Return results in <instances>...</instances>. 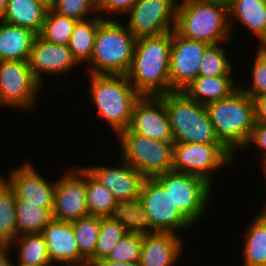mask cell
Masks as SVG:
<instances>
[{"label": "cell", "mask_w": 266, "mask_h": 266, "mask_svg": "<svg viewBox=\"0 0 266 266\" xmlns=\"http://www.w3.org/2000/svg\"><path fill=\"white\" fill-rule=\"evenodd\" d=\"M259 48L266 52V39L265 41L259 46Z\"/></svg>", "instance_id": "cell-49"}, {"label": "cell", "mask_w": 266, "mask_h": 266, "mask_svg": "<svg viewBox=\"0 0 266 266\" xmlns=\"http://www.w3.org/2000/svg\"><path fill=\"white\" fill-rule=\"evenodd\" d=\"M137 1L138 0H97L98 14L104 19H117L119 15L125 16Z\"/></svg>", "instance_id": "cell-39"}, {"label": "cell", "mask_w": 266, "mask_h": 266, "mask_svg": "<svg viewBox=\"0 0 266 266\" xmlns=\"http://www.w3.org/2000/svg\"><path fill=\"white\" fill-rule=\"evenodd\" d=\"M169 192L174 205L195 225L210 209L212 184L204 178L174 170L154 177Z\"/></svg>", "instance_id": "cell-8"}, {"label": "cell", "mask_w": 266, "mask_h": 266, "mask_svg": "<svg viewBox=\"0 0 266 266\" xmlns=\"http://www.w3.org/2000/svg\"><path fill=\"white\" fill-rule=\"evenodd\" d=\"M117 139L120 144L119 156L145 178H154L172 170L173 141L155 140L129 129L122 131Z\"/></svg>", "instance_id": "cell-7"}, {"label": "cell", "mask_w": 266, "mask_h": 266, "mask_svg": "<svg viewBox=\"0 0 266 266\" xmlns=\"http://www.w3.org/2000/svg\"><path fill=\"white\" fill-rule=\"evenodd\" d=\"M51 10L76 21H84L98 15L97 0H54Z\"/></svg>", "instance_id": "cell-36"}, {"label": "cell", "mask_w": 266, "mask_h": 266, "mask_svg": "<svg viewBox=\"0 0 266 266\" xmlns=\"http://www.w3.org/2000/svg\"><path fill=\"white\" fill-rule=\"evenodd\" d=\"M262 168V172L263 174L265 175V178H266V166L265 167H261ZM266 202H264L262 205V208L260 209L261 211L259 212V214L263 215V216H266Z\"/></svg>", "instance_id": "cell-47"}, {"label": "cell", "mask_w": 266, "mask_h": 266, "mask_svg": "<svg viewBox=\"0 0 266 266\" xmlns=\"http://www.w3.org/2000/svg\"><path fill=\"white\" fill-rule=\"evenodd\" d=\"M143 234L127 233L112 249L107 260L116 262H138L142 249Z\"/></svg>", "instance_id": "cell-37"}, {"label": "cell", "mask_w": 266, "mask_h": 266, "mask_svg": "<svg viewBox=\"0 0 266 266\" xmlns=\"http://www.w3.org/2000/svg\"><path fill=\"white\" fill-rule=\"evenodd\" d=\"M90 85L87 88L97 115L112 127L118 136L128 129L133 108L141 95L135 90L126 75L86 74Z\"/></svg>", "instance_id": "cell-2"}, {"label": "cell", "mask_w": 266, "mask_h": 266, "mask_svg": "<svg viewBox=\"0 0 266 266\" xmlns=\"http://www.w3.org/2000/svg\"><path fill=\"white\" fill-rule=\"evenodd\" d=\"M86 199L89 215L107 217L117 203L114 195L86 170Z\"/></svg>", "instance_id": "cell-31"}, {"label": "cell", "mask_w": 266, "mask_h": 266, "mask_svg": "<svg viewBox=\"0 0 266 266\" xmlns=\"http://www.w3.org/2000/svg\"><path fill=\"white\" fill-rule=\"evenodd\" d=\"M255 55L253 62L251 63V83L247 87L243 84L239 85V88L251 98L257 95L266 94V52L259 47L255 49Z\"/></svg>", "instance_id": "cell-38"}, {"label": "cell", "mask_w": 266, "mask_h": 266, "mask_svg": "<svg viewBox=\"0 0 266 266\" xmlns=\"http://www.w3.org/2000/svg\"><path fill=\"white\" fill-rule=\"evenodd\" d=\"M76 23L75 19L61 16L48 9L39 36L50 43L68 45Z\"/></svg>", "instance_id": "cell-33"}, {"label": "cell", "mask_w": 266, "mask_h": 266, "mask_svg": "<svg viewBox=\"0 0 266 266\" xmlns=\"http://www.w3.org/2000/svg\"><path fill=\"white\" fill-rule=\"evenodd\" d=\"M15 202L13 188L0 175V246H9L17 237Z\"/></svg>", "instance_id": "cell-29"}, {"label": "cell", "mask_w": 266, "mask_h": 266, "mask_svg": "<svg viewBox=\"0 0 266 266\" xmlns=\"http://www.w3.org/2000/svg\"><path fill=\"white\" fill-rule=\"evenodd\" d=\"M179 0H138L125 15L134 37L159 36L174 30ZM128 23V24H127Z\"/></svg>", "instance_id": "cell-12"}, {"label": "cell", "mask_w": 266, "mask_h": 266, "mask_svg": "<svg viewBox=\"0 0 266 266\" xmlns=\"http://www.w3.org/2000/svg\"><path fill=\"white\" fill-rule=\"evenodd\" d=\"M82 266H100L97 262L86 261Z\"/></svg>", "instance_id": "cell-48"}, {"label": "cell", "mask_w": 266, "mask_h": 266, "mask_svg": "<svg viewBox=\"0 0 266 266\" xmlns=\"http://www.w3.org/2000/svg\"><path fill=\"white\" fill-rule=\"evenodd\" d=\"M100 266H141L139 261L138 262H116V261H111L107 260L105 258L99 260L97 262Z\"/></svg>", "instance_id": "cell-43"}, {"label": "cell", "mask_w": 266, "mask_h": 266, "mask_svg": "<svg viewBox=\"0 0 266 266\" xmlns=\"http://www.w3.org/2000/svg\"><path fill=\"white\" fill-rule=\"evenodd\" d=\"M18 251L16 264L23 266H53L48 255L46 242L41 233L18 235L9 245ZM17 246V247H16Z\"/></svg>", "instance_id": "cell-28"}, {"label": "cell", "mask_w": 266, "mask_h": 266, "mask_svg": "<svg viewBox=\"0 0 266 266\" xmlns=\"http://www.w3.org/2000/svg\"><path fill=\"white\" fill-rule=\"evenodd\" d=\"M228 22L231 33L237 25L236 22L246 27L257 38L259 47L266 39V0H231L228 6Z\"/></svg>", "instance_id": "cell-21"}, {"label": "cell", "mask_w": 266, "mask_h": 266, "mask_svg": "<svg viewBox=\"0 0 266 266\" xmlns=\"http://www.w3.org/2000/svg\"><path fill=\"white\" fill-rule=\"evenodd\" d=\"M17 236L22 234L42 233L44 228L52 221V212L40 205H27L22 200H16Z\"/></svg>", "instance_id": "cell-30"}, {"label": "cell", "mask_w": 266, "mask_h": 266, "mask_svg": "<svg viewBox=\"0 0 266 266\" xmlns=\"http://www.w3.org/2000/svg\"><path fill=\"white\" fill-rule=\"evenodd\" d=\"M41 234L53 266H82L88 261L79 251L72 222L52 219Z\"/></svg>", "instance_id": "cell-19"}, {"label": "cell", "mask_w": 266, "mask_h": 266, "mask_svg": "<svg viewBox=\"0 0 266 266\" xmlns=\"http://www.w3.org/2000/svg\"><path fill=\"white\" fill-rule=\"evenodd\" d=\"M171 42L172 32L137 38L132 64L126 76L141 96L171 92Z\"/></svg>", "instance_id": "cell-1"}, {"label": "cell", "mask_w": 266, "mask_h": 266, "mask_svg": "<svg viewBox=\"0 0 266 266\" xmlns=\"http://www.w3.org/2000/svg\"><path fill=\"white\" fill-rule=\"evenodd\" d=\"M123 22V23H122ZM104 19L98 26L86 73L126 75L134 56L136 38L124 21Z\"/></svg>", "instance_id": "cell-4"}, {"label": "cell", "mask_w": 266, "mask_h": 266, "mask_svg": "<svg viewBox=\"0 0 266 266\" xmlns=\"http://www.w3.org/2000/svg\"><path fill=\"white\" fill-rule=\"evenodd\" d=\"M158 97L166 108L174 143L221 144L205 105L189 98L183 91Z\"/></svg>", "instance_id": "cell-6"}, {"label": "cell", "mask_w": 266, "mask_h": 266, "mask_svg": "<svg viewBox=\"0 0 266 266\" xmlns=\"http://www.w3.org/2000/svg\"><path fill=\"white\" fill-rule=\"evenodd\" d=\"M110 217L120 222L129 233L152 234L149 218L143 209V203L136 199L117 200Z\"/></svg>", "instance_id": "cell-25"}, {"label": "cell", "mask_w": 266, "mask_h": 266, "mask_svg": "<svg viewBox=\"0 0 266 266\" xmlns=\"http://www.w3.org/2000/svg\"><path fill=\"white\" fill-rule=\"evenodd\" d=\"M104 20L99 14L84 21H77L70 36L68 47L76 62L88 64L90 62L94 40L99 24Z\"/></svg>", "instance_id": "cell-27"}, {"label": "cell", "mask_w": 266, "mask_h": 266, "mask_svg": "<svg viewBox=\"0 0 266 266\" xmlns=\"http://www.w3.org/2000/svg\"><path fill=\"white\" fill-rule=\"evenodd\" d=\"M255 122L266 124V94L254 96Z\"/></svg>", "instance_id": "cell-41"}, {"label": "cell", "mask_w": 266, "mask_h": 266, "mask_svg": "<svg viewBox=\"0 0 266 266\" xmlns=\"http://www.w3.org/2000/svg\"><path fill=\"white\" fill-rule=\"evenodd\" d=\"M120 161L111 166L88 165L84 168L102 185H104L117 200L136 199L145 177L128 164L121 156Z\"/></svg>", "instance_id": "cell-18"}, {"label": "cell", "mask_w": 266, "mask_h": 266, "mask_svg": "<svg viewBox=\"0 0 266 266\" xmlns=\"http://www.w3.org/2000/svg\"><path fill=\"white\" fill-rule=\"evenodd\" d=\"M28 62L35 79L41 85L45 82L44 75L65 76L79 65L68 45L50 43L39 35L34 40Z\"/></svg>", "instance_id": "cell-16"}, {"label": "cell", "mask_w": 266, "mask_h": 266, "mask_svg": "<svg viewBox=\"0 0 266 266\" xmlns=\"http://www.w3.org/2000/svg\"><path fill=\"white\" fill-rule=\"evenodd\" d=\"M233 76H201L198 75L183 92L201 105L222 100L235 92L241 83L235 82Z\"/></svg>", "instance_id": "cell-22"}, {"label": "cell", "mask_w": 266, "mask_h": 266, "mask_svg": "<svg viewBox=\"0 0 266 266\" xmlns=\"http://www.w3.org/2000/svg\"><path fill=\"white\" fill-rule=\"evenodd\" d=\"M209 44L186 39L172 31L170 49L171 92L183 91L198 75L204 51Z\"/></svg>", "instance_id": "cell-15"}, {"label": "cell", "mask_w": 266, "mask_h": 266, "mask_svg": "<svg viewBox=\"0 0 266 266\" xmlns=\"http://www.w3.org/2000/svg\"><path fill=\"white\" fill-rule=\"evenodd\" d=\"M12 266H23V265L16 264V263L13 262V265Z\"/></svg>", "instance_id": "cell-50"}, {"label": "cell", "mask_w": 266, "mask_h": 266, "mask_svg": "<svg viewBox=\"0 0 266 266\" xmlns=\"http://www.w3.org/2000/svg\"><path fill=\"white\" fill-rule=\"evenodd\" d=\"M139 198L155 232L179 234L194 226L174 205L169 192L155 178H145Z\"/></svg>", "instance_id": "cell-11"}, {"label": "cell", "mask_w": 266, "mask_h": 266, "mask_svg": "<svg viewBox=\"0 0 266 266\" xmlns=\"http://www.w3.org/2000/svg\"><path fill=\"white\" fill-rule=\"evenodd\" d=\"M182 237L171 232L144 234L139 263L141 266H175L181 259ZM177 262V263H176Z\"/></svg>", "instance_id": "cell-20"}, {"label": "cell", "mask_w": 266, "mask_h": 266, "mask_svg": "<svg viewBox=\"0 0 266 266\" xmlns=\"http://www.w3.org/2000/svg\"><path fill=\"white\" fill-rule=\"evenodd\" d=\"M22 164L10 170L7 177L0 175L13 188L16 200H22L27 205H40V208H47L52 212L56 180L49 182L29 160Z\"/></svg>", "instance_id": "cell-14"}, {"label": "cell", "mask_w": 266, "mask_h": 266, "mask_svg": "<svg viewBox=\"0 0 266 266\" xmlns=\"http://www.w3.org/2000/svg\"><path fill=\"white\" fill-rule=\"evenodd\" d=\"M48 8L34 0H8L4 22L40 34Z\"/></svg>", "instance_id": "cell-24"}, {"label": "cell", "mask_w": 266, "mask_h": 266, "mask_svg": "<svg viewBox=\"0 0 266 266\" xmlns=\"http://www.w3.org/2000/svg\"><path fill=\"white\" fill-rule=\"evenodd\" d=\"M41 87L28 61H0V108L33 112Z\"/></svg>", "instance_id": "cell-9"}, {"label": "cell", "mask_w": 266, "mask_h": 266, "mask_svg": "<svg viewBox=\"0 0 266 266\" xmlns=\"http://www.w3.org/2000/svg\"><path fill=\"white\" fill-rule=\"evenodd\" d=\"M226 47L222 44L209 45L204 51L199 75L201 76H232V71L234 70V65L230 61V57L226 54Z\"/></svg>", "instance_id": "cell-34"}, {"label": "cell", "mask_w": 266, "mask_h": 266, "mask_svg": "<svg viewBox=\"0 0 266 266\" xmlns=\"http://www.w3.org/2000/svg\"><path fill=\"white\" fill-rule=\"evenodd\" d=\"M128 129L155 140L173 141L166 108L158 96L140 97L134 105Z\"/></svg>", "instance_id": "cell-17"}, {"label": "cell", "mask_w": 266, "mask_h": 266, "mask_svg": "<svg viewBox=\"0 0 266 266\" xmlns=\"http://www.w3.org/2000/svg\"><path fill=\"white\" fill-rule=\"evenodd\" d=\"M53 219L72 222L89 215L86 199V169L75 165L56 179Z\"/></svg>", "instance_id": "cell-13"}, {"label": "cell", "mask_w": 266, "mask_h": 266, "mask_svg": "<svg viewBox=\"0 0 266 266\" xmlns=\"http://www.w3.org/2000/svg\"><path fill=\"white\" fill-rule=\"evenodd\" d=\"M216 137L234 156L243 151L255 125L253 99L240 88L230 96L206 105Z\"/></svg>", "instance_id": "cell-3"}, {"label": "cell", "mask_w": 266, "mask_h": 266, "mask_svg": "<svg viewBox=\"0 0 266 266\" xmlns=\"http://www.w3.org/2000/svg\"><path fill=\"white\" fill-rule=\"evenodd\" d=\"M10 247L9 246H0V266H12L13 260L10 259Z\"/></svg>", "instance_id": "cell-42"}, {"label": "cell", "mask_w": 266, "mask_h": 266, "mask_svg": "<svg viewBox=\"0 0 266 266\" xmlns=\"http://www.w3.org/2000/svg\"><path fill=\"white\" fill-rule=\"evenodd\" d=\"M34 1H37L41 4H43L48 9H51L54 5V0H34Z\"/></svg>", "instance_id": "cell-46"}, {"label": "cell", "mask_w": 266, "mask_h": 266, "mask_svg": "<svg viewBox=\"0 0 266 266\" xmlns=\"http://www.w3.org/2000/svg\"><path fill=\"white\" fill-rule=\"evenodd\" d=\"M8 0H0V23L4 22V11L6 9Z\"/></svg>", "instance_id": "cell-45"}, {"label": "cell", "mask_w": 266, "mask_h": 266, "mask_svg": "<svg viewBox=\"0 0 266 266\" xmlns=\"http://www.w3.org/2000/svg\"><path fill=\"white\" fill-rule=\"evenodd\" d=\"M235 160L222 144L174 143L172 170L200 176L213 185L214 173Z\"/></svg>", "instance_id": "cell-10"}, {"label": "cell", "mask_w": 266, "mask_h": 266, "mask_svg": "<svg viewBox=\"0 0 266 266\" xmlns=\"http://www.w3.org/2000/svg\"><path fill=\"white\" fill-rule=\"evenodd\" d=\"M101 217L87 215L72 221L73 231L80 253L88 260L95 251Z\"/></svg>", "instance_id": "cell-35"}, {"label": "cell", "mask_w": 266, "mask_h": 266, "mask_svg": "<svg viewBox=\"0 0 266 266\" xmlns=\"http://www.w3.org/2000/svg\"><path fill=\"white\" fill-rule=\"evenodd\" d=\"M246 227L243 266H266V216L258 213Z\"/></svg>", "instance_id": "cell-26"}, {"label": "cell", "mask_w": 266, "mask_h": 266, "mask_svg": "<svg viewBox=\"0 0 266 266\" xmlns=\"http://www.w3.org/2000/svg\"><path fill=\"white\" fill-rule=\"evenodd\" d=\"M174 31L190 40L209 45L234 43L228 22V6L179 1ZM230 43V44H229Z\"/></svg>", "instance_id": "cell-5"}, {"label": "cell", "mask_w": 266, "mask_h": 266, "mask_svg": "<svg viewBox=\"0 0 266 266\" xmlns=\"http://www.w3.org/2000/svg\"><path fill=\"white\" fill-rule=\"evenodd\" d=\"M36 37L29 29L0 23V61H28Z\"/></svg>", "instance_id": "cell-23"}, {"label": "cell", "mask_w": 266, "mask_h": 266, "mask_svg": "<svg viewBox=\"0 0 266 266\" xmlns=\"http://www.w3.org/2000/svg\"><path fill=\"white\" fill-rule=\"evenodd\" d=\"M179 1H195L198 3L216 4L222 6H229L231 0H179Z\"/></svg>", "instance_id": "cell-44"}, {"label": "cell", "mask_w": 266, "mask_h": 266, "mask_svg": "<svg viewBox=\"0 0 266 266\" xmlns=\"http://www.w3.org/2000/svg\"><path fill=\"white\" fill-rule=\"evenodd\" d=\"M128 232L120 222L110 216L101 217L98 240L94 254L88 259L90 262H98L106 258L121 238Z\"/></svg>", "instance_id": "cell-32"}, {"label": "cell", "mask_w": 266, "mask_h": 266, "mask_svg": "<svg viewBox=\"0 0 266 266\" xmlns=\"http://www.w3.org/2000/svg\"><path fill=\"white\" fill-rule=\"evenodd\" d=\"M257 146L259 151H263V157L259 158L261 167L266 166V124L255 122L254 128L252 129L251 135L246 142L243 150H248L251 146ZM247 148V149H246Z\"/></svg>", "instance_id": "cell-40"}]
</instances>
